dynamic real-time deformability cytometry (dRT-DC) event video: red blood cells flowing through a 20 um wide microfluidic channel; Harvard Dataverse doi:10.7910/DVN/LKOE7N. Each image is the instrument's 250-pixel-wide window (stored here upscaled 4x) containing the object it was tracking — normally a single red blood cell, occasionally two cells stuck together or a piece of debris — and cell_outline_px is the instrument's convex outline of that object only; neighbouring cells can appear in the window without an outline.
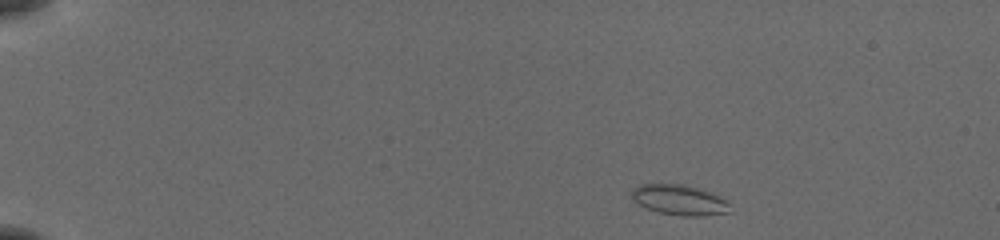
{"species": "common noctule bat (a hibernating species)", "species_latin": "Nyctalus noctula", "temperature_condition": "cold", "stored_images_in_passage": 14, "camera_frame_rate_fps": 3000, "um_per_image_px": 0.085, "animal": {"sex": "female", "body_mass_g": 19.5, "forearm_length_mm": 54.1}, "frame": {"image": 1, "passage_image": 1, "time_ms": 0.0, "image_size_px": [1000, 240], "cell_outline_px": [[732, 212], [704, 216], [684, 216], [660, 212], [648, 208], [632, 200], [632, 188], [640, 184], [680, 184], [696, 188], [708, 192], [728, 200]], "centroid_in_image_um": [57.78, 17.0], "position_along_channel_um": 27.2, "area_um2": 17.22}}
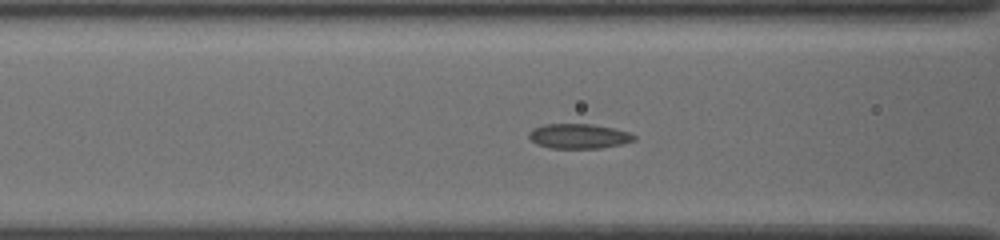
{"frame": {"image": 2, "passage_image": 11, "time_ms": 3.333, "image_size_px": [1000, 240], "cell_outline_px": [[636, 140], [620, 144], [600, 148], [552, 148], [536, 144], [528, 136], [528, 132], [532, 128], [544, 124], [592, 124], [612, 128], [628, 132], [636, 136]], "centroid_in_image_um": [49.16, 11.57], "position_along_channel_um": 117.4, "area_um2": 15.14}}
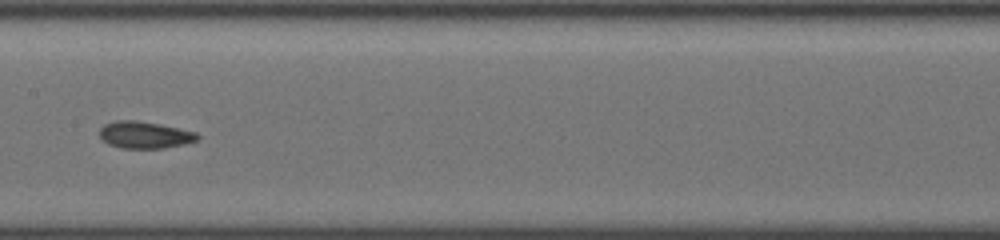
{"frame": {"image": 3, "passage_image": 13, "time_ms": 4.0, "image_size_px": [1000, 240], "cell_outline_px": [[200, 140], [184, 144], [164, 148], [120, 148], [108, 144], [100, 140], [100, 128], [104, 124], [116, 120], [136, 120], [160, 124], [196, 132], [200, 136]], "centroid_in_image_um": [12.29, 11.47], "position_along_channel_um": 195.1, "area_um2": 15.55}}